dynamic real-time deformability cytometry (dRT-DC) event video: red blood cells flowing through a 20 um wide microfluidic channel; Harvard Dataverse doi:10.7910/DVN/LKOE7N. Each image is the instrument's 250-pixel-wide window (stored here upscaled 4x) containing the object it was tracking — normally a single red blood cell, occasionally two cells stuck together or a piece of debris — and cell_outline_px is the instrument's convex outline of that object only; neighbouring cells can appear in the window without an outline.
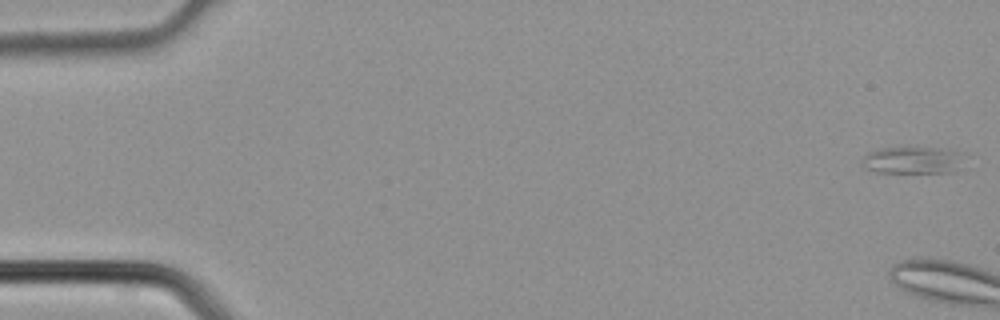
{"species": "common noctule bat (a hibernating species)", "species_latin": "Nyctalus noctula", "temperature_condition": "cold", "stored_images_in_passage": 5, "camera_frame_rate_fps": 3000, "um_per_image_px": 0.085, "animal": {"sex": "male", "body_mass_g": 21.5, "forearm_length_mm": 52.0}, "frame": {"image": 1, "passage_image": 1, "time_ms": 0.0, "image_size_px": [1000, 320], "cell_outline_px": [[956, 172], [876, 172], [868, 168], [864, 164], [864, 156], [868, 152], [884, 148], [940, 148], [956, 152]], "centroid_in_image_um": [77.46, 13.62], "position_along_channel_um": 7.5, "area_um2": 15.03}}